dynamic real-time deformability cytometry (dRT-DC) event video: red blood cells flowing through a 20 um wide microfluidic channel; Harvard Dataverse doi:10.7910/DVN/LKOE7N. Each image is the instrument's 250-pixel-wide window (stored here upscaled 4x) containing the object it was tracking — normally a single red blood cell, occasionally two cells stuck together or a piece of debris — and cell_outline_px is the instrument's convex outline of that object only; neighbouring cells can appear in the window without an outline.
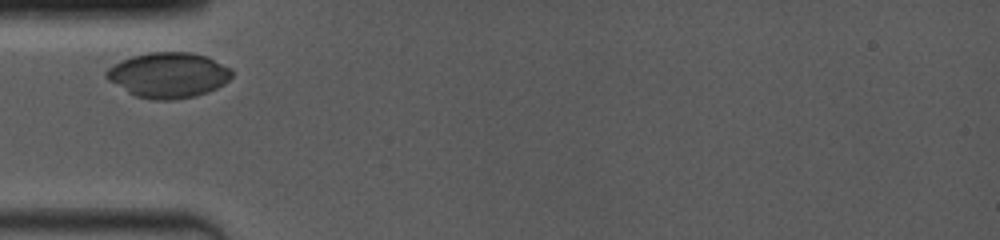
{"species": "common noctule bat (a hibernating species)", "species_latin": "Nyctalus noctula", "temperature_condition": "room temperature", "stored_images_in_passage": 3, "camera_frame_rate_fps": 4000, "um_per_image_px": 0.085, "animal": {"sex": "female", "body_mass_g": 19.0, "forearm_length_mm": 53.3}, "frame": {"image": 1, "passage_image": 1, "time_ms": 0.0, "image_size_px": [1000, 240], "cell_outline_px": [[232, 76], [224, 84], [208, 92], [196, 96], [172, 100], [152, 100], [136, 96], [128, 92], [108, 80], [104, 76], [104, 72], [108, 68], [132, 56], [148, 52], [192, 52], [208, 56], [232, 68]], "centroid_in_image_um": [14.34, 6.38], "position_along_channel_um": 70.7, "area_um2": 33.29}}
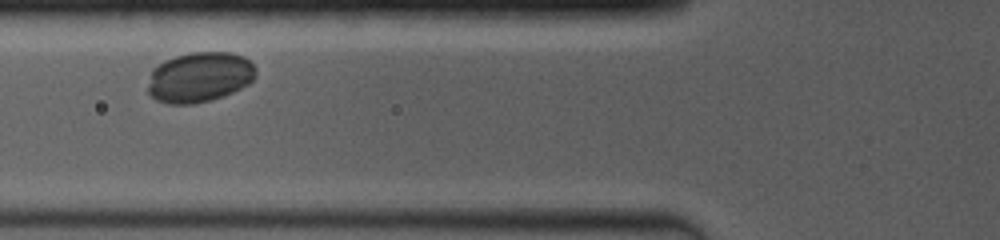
{"frame": {"image": 2, "passage_image": 2, "time_ms": 1.0, "image_size_px": [1000, 240], "cell_outline_px": [[256, 72], [252, 80], [248, 84], [224, 96], [212, 100], [196, 104], [168, 104], [156, 100], [148, 92], [148, 84], [152, 68], [164, 60], [176, 56], [192, 52], [228, 52], [244, 56], [256, 68]], "centroid_in_image_um": [16.94, 6.56], "position_along_channel_um": 108.9, "area_um2": 31.73}}